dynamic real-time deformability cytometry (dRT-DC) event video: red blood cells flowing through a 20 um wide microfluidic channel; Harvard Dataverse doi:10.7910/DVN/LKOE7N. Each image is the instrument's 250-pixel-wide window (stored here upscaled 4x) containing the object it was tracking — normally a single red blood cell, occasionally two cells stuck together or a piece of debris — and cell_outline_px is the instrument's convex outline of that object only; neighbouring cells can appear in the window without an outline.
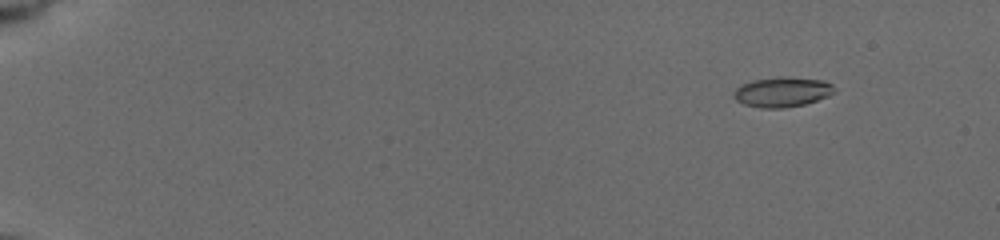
{"species": "common noctule bat (a hibernating species)", "species_latin": "Nyctalus noctula", "temperature_condition": "cold", "stored_images_in_passage": 52, "camera_frame_rate_fps": 3000, "um_per_image_px": 0.085, "animal": {"sex": "female", "body_mass_g": 19.5, "forearm_length_mm": 54.1}, "frame": {"image": 1, "passage_image": 1, "time_ms": 0.0, "image_size_px": [1000, 240], "cell_outline_px": [[836, 92], [828, 96], [804, 104], [784, 108], [760, 108], [744, 104], [736, 100], [732, 96], [736, 88], [752, 80], [784, 76], [824, 80], [832, 84], [836, 88]], "centroid_in_image_um": [66.51, 7.81], "position_along_channel_um": 18.5, "area_um2": 17.63}}
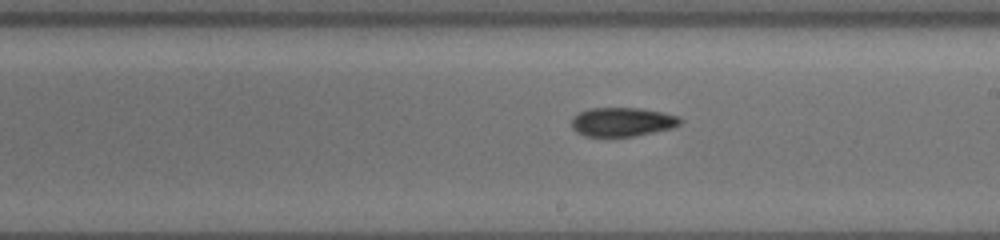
{"frame": {"image": 2, "passage_image": 30, "time_ms": 9.667, "image_size_px": [1000, 240], "cell_outline_px": [[684, 120], [680, 124], [672, 128], [632, 136], [584, 136], [576, 132], [572, 128], [572, 116], [588, 108], [640, 108], [664, 112], [680, 116]], "centroid_in_image_um": [52.9, 10.35], "position_along_channel_um": 236.1, "area_um2": 18.44}}
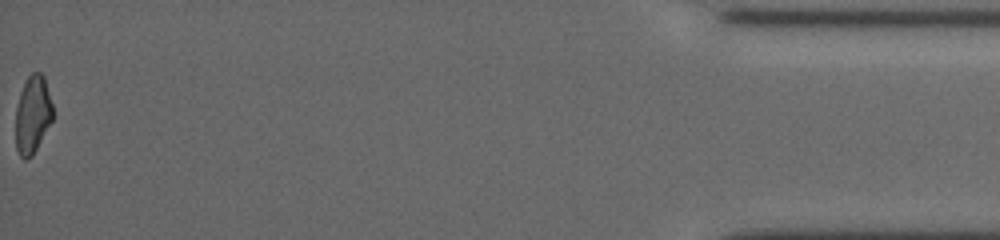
{"frame": {"image": 3, "passage_image": 52, "time_ms": 17.0, "image_size_px": [1000, 240], "cell_outline_px": [[52, 120], [32, 156], [24, 160], [20, 156], [16, 148], [16, 108], [20, 92], [28, 76], [32, 72], [40, 72], [44, 76], [52, 104]], "centroid_in_image_um": [2.77, 9.73], "position_along_channel_um": 432.4, "area_um2": 16.65}, "authors_computed_cell_mechanics": {"area_um2": 17.7157, "velocity_mm_per_s": 3.7763, "shape_relaxation_time_tau1_ms": null, "shape_relaxation_time_tau2_ms": 5.1645, "deformation_change_tau1": null, "deformation_change_tau2": 0.1235}}